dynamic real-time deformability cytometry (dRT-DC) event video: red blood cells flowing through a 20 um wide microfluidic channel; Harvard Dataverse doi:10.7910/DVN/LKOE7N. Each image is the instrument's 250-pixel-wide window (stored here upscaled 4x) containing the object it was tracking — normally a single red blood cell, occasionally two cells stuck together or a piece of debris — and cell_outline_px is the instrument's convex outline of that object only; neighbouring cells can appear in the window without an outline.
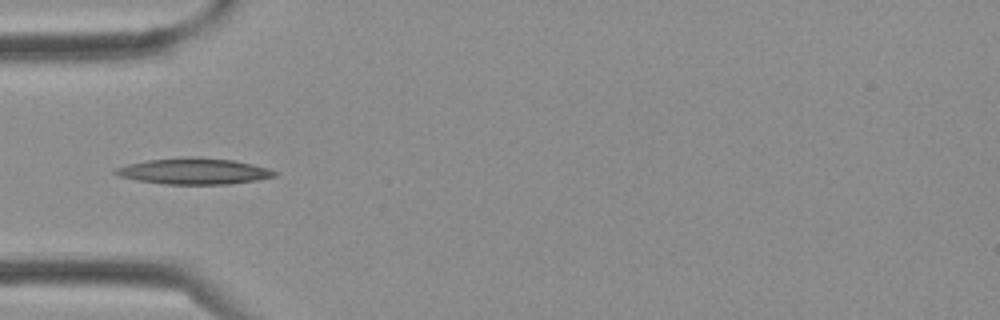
{"species": "Egyptian fruit bat (a non-hibernating species)", "species_latin": "Rousettus aegyptiacus", "temperature_condition": "cold", "stored_images_in_passage": 1, "camera_frame_rate_fps": 3000, "um_per_image_px": 0.085, "frame": {"image": 1, "passage_image": 1, "time_ms": 0.0, "image_size_px": [1000, 320], "cell_outline_px": [[276, 176], [256, 180], [228, 184], [164, 184], [136, 180], [120, 176], [112, 172], [116, 168], [128, 164], [148, 160], [232, 160], [252, 164], [268, 168], [276, 172]], "centroid_in_image_um": [16.48, 14.61], "position_along_channel_um": 68.5, "area_um2": 22.83}}